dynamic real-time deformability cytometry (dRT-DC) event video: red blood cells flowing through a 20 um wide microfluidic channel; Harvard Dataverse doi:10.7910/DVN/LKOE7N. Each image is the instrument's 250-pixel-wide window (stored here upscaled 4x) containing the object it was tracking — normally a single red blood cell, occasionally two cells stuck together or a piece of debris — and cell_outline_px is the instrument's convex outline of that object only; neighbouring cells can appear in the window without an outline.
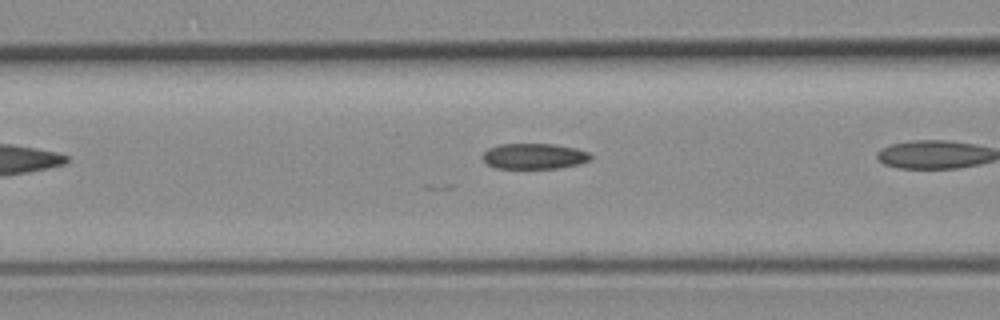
{"species": "common noctule bat (a hibernating species)", "species_latin": "Nyctalus noctula", "temperature_condition": "room temperature", "stored_images_in_passage": 9, "camera_frame_rate_fps": 3000, "um_per_image_px": 0.085, "animal": {"sex": "female", "body_mass_g": 19.3, "forearm_length_mm": 54.1}, "frame": {"image": 1, "passage_image": 5, "time_ms": 1.333, "image_size_px": [1000, 320], "cell_outline_px": [[592, 156], [588, 160], [580, 164], [556, 168], [496, 168], [488, 164], [480, 156], [488, 148], [500, 144], [552, 144], [576, 148], [588, 152]], "centroid_in_image_um": [45.38, 13.27], "position_along_channel_um": 121.2, "area_um2": 16.07}}